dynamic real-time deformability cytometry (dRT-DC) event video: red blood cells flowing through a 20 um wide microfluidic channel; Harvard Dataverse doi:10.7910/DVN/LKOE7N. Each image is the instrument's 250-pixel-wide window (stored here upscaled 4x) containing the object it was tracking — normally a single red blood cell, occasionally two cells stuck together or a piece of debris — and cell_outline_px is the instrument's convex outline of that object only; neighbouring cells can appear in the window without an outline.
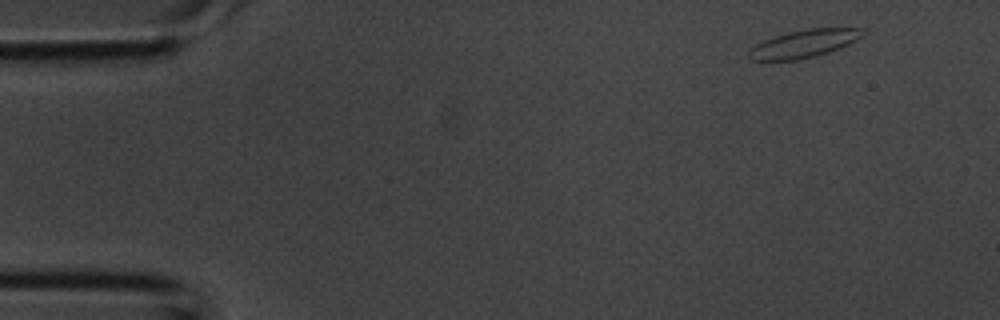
{"species": "common noctule bat (a hibernating species)", "species_latin": "Nyctalus noctula", "temperature_condition": "room temperature", "stored_images_in_passage": 3, "camera_frame_rate_fps": 3000, "um_per_image_px": 0.085, "animal": {"sex": "male", "body_mass_g": 20.1, "forearm_length_mm": 53.5}, "frame": {"image": 1, "passage_image": 1, "time_ms": 0.0, "image_size_px": [1000, 320], "cell_outline_px": [[864, 28], [860, 36], [856, 40], [840, 48], [816, 56], [796, 60], [748, 60], [748, 52], [756, 44], [772, 36], [788, 32], [812, 28]], "centroid_in_image_um": [68.29, 3.72], "position_along_channel_um": 16.7, "area_um2": 18.26}}